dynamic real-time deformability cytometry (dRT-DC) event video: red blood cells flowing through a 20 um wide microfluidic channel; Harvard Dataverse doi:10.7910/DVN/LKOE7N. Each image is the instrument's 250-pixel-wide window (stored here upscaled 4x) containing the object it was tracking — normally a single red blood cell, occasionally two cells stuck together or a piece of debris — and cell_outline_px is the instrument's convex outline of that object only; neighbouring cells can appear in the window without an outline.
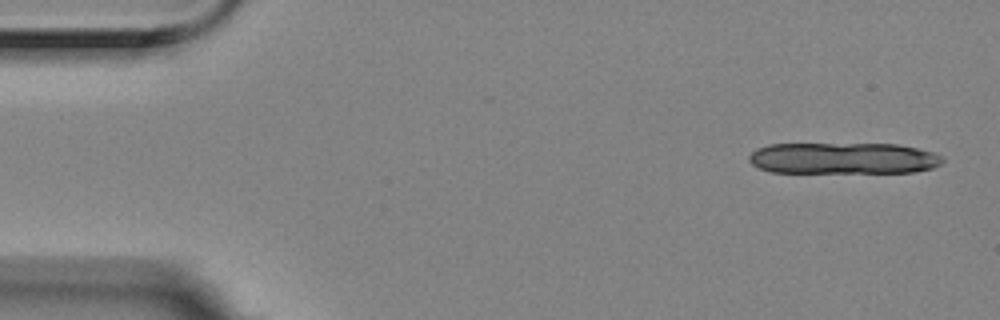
{"species": "Egyptian fruit bat (a non-hibernating species)", "species_latin": "Rousettus aegyptiacus", "temperature_condition": "room temperature", "stored_images_in_passage": 9, "camera_frame_rate_fps": 3000, "um_per_image_px": 0.085, "animal": {"sex": "female"}, "frame": {"image": 1, "passage_image": 1, "time_ms": 0.0, "image_size_px": [1000, 320], "cell_outline_px": [[944, 160], [940, 164], [932, 168], [912, 172], [772, 172], [760, 168], [752, 164], [748, 160], [748, 156], [756, 148], [768, 144], [896, 144], [916, 148], [932, 152], [944, 156]], "centroid_in_image_um": [71.66, 13.45], "position_along_channel_um": 13.3, "area_um2": 35.43}}
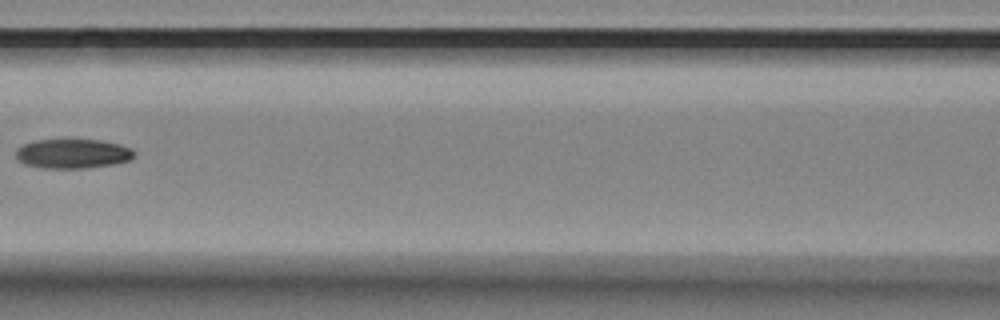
{"frame": {"image": 2, "passage_image": 7, "time_ms": 2.0, "image_size_px": [1000, 320], "cell_outline_px": [[136, 156], [128, 160], [112, 164], [84, 168], [44, 168], [24, 164], [16, 156], [16, 148], [24, 144], [36, 140], [100, 140], [120, 144], [132, 148], [136, 152]], "centroid_in_image_um": [6.2, 13.06], "position_along_channel_um": 160.4, "area_um2": 20.23}}
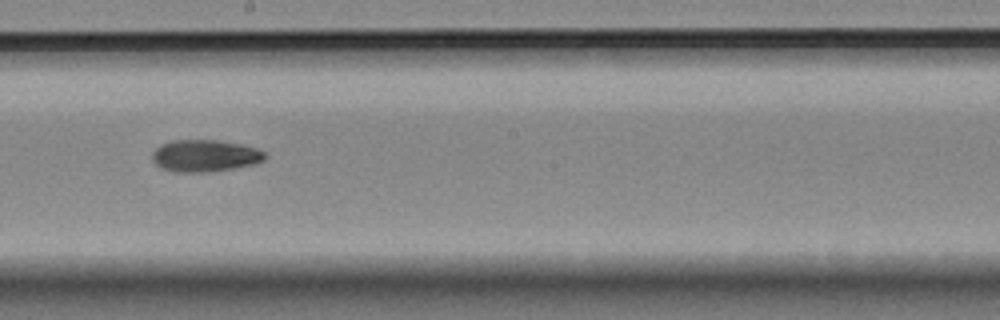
{"frame": {"image": 3, "passage_image": 9, "time_ms": 2.667, "image_size_px": [1000, 320], "cell_outline_px": [[268, 156], [264, 160], [256, 164], [208, 172], [176, 172], [160, 168], [152, 160], [152, 152], [160, 144], [172, 140], [216, 140], [244, 144], [256, 148], [264, 152]], "centroid_in_image_um": [17.42, 13.23], "position_along_channel_um": 230.8, "area_um2": 21.21}}